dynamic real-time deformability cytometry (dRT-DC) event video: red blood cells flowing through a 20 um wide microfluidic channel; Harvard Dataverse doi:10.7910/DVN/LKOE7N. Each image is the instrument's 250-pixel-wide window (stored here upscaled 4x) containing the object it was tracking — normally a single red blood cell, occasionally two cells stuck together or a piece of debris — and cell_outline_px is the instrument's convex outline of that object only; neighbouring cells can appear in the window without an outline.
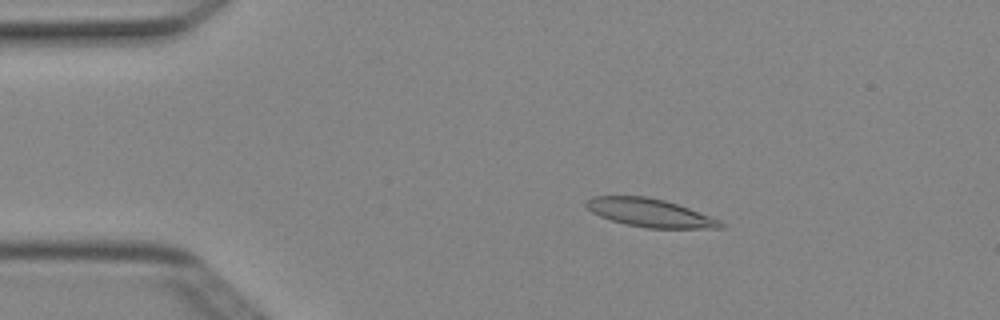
{"species": "Egyptian fruit bat (a non-hibernating species)", "species_latin": "Rousettus aegyptiacus", "temperature_condition": "cold", "stored_images_in_passage": 4, "camera_frame_rate_fps": 3000, "um_per_image_px": 0.085, "animal": {"sex": "female"}, "frame": {"image": 1, "passage_image": 1, "time_ms": 0.0, "image_size_px": [1000, 320], "cell_outline_px": [[724, 228], [648, 228], [624, 224], [600, 216], [592, 212], [584, 204], [584, 200], [592, 196], [644, 196], [664, 200], [688, 208], [720, 220], [724, 224]], "centroid_in_image_um": [55.2, 18.09], "position_along_channel_um": 29.8, "area_um2": 21.96}}
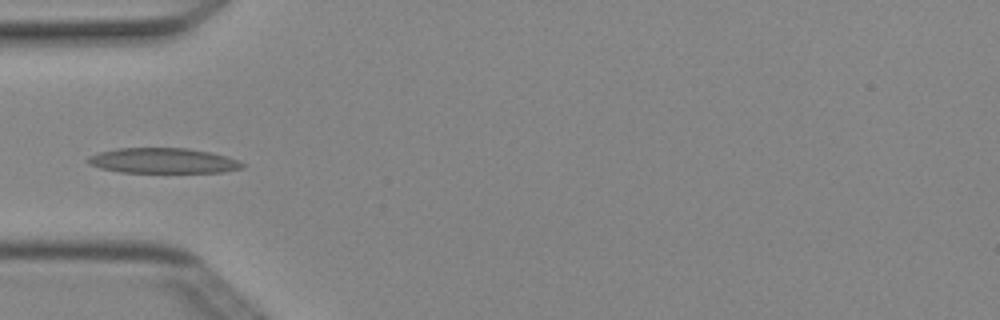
{"frame": {"image": 2, "passage_image": 3, "time_ms": 0.667, "image_size_px": [1000, 320], "cell_outline_px": [[244, 168], [224, 172], [120, 172], [100, 168], [88, 164], [84, 160], [88, 156], [100, 152], [116, 148], [188, 148], [212, 152], [236, 160], [244, 164]], "centroid_in_image_um": [13.81, 13.65], "position_along_channel_um": 71.2, "area_um2": 22.77}}
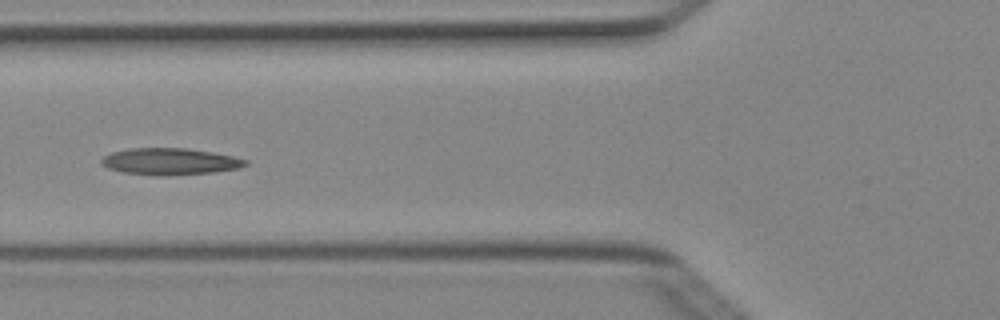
{"frame": {"image": 3, "passage_image": 4, "time_ms": 1.0, "image_size_px": [1000, 320], "cell_outline_px": [[248, 164], [240, 168], [216, 172], [164, 176], [160, 176], [124, 172], [108, 168], [100, 164], [100, 160], [104, 156], [112, 152], [132, 148], [184, 148], [212, 152], [232, 156], [248, 160]], "centroid_in_image_um": [14.46, 13.73], "position_along_channel_um": 111.3, "area_um2": 22.43}}